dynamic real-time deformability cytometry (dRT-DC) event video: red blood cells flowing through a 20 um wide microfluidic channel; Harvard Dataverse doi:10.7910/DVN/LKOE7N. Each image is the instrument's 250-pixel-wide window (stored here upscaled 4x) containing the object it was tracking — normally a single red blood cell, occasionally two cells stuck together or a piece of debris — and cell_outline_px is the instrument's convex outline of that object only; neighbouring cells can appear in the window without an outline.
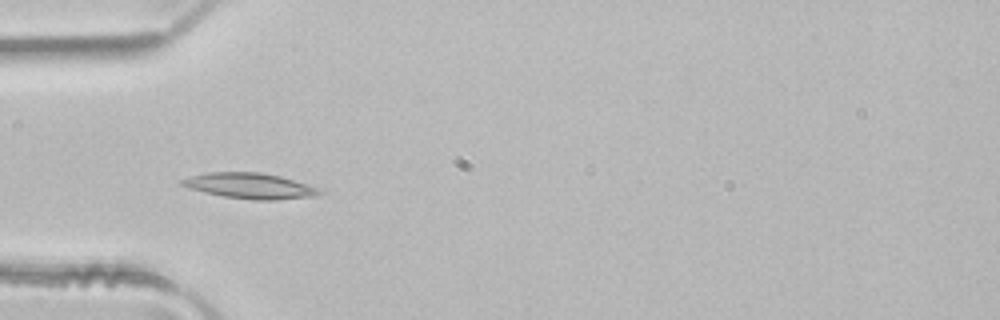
{"species": "common noctule bat (a hibernating species)", "species_latin": "Nyctalus noctula", "temperature_condition": "room temperature", "stored_images_in_passage": 3, "camera_frame_rate_fps": 3000, "um_per_image_px": 0.085, "animal": {"sex": "male", "body_mass_g": 21.5, "forearm_length_mm": 52.0}, "frame": {"image": 1, "passage_image": 3, "time_ms": 0.667, "image_size_px": [1000, 320], "cell_outline_px": [[324, 192], [316, 196], [272, 200], [252, 200], [224, 196], [204, 192], [188, 188], [180, 184], [180, 180], [192, 176], [208, 172], [260, 172], [280, 176], [320, 188]], "centroid_in_image_um": [21.26, 15.8], "position_along_channel_um": 63.7, "area_um2": 20.46}}